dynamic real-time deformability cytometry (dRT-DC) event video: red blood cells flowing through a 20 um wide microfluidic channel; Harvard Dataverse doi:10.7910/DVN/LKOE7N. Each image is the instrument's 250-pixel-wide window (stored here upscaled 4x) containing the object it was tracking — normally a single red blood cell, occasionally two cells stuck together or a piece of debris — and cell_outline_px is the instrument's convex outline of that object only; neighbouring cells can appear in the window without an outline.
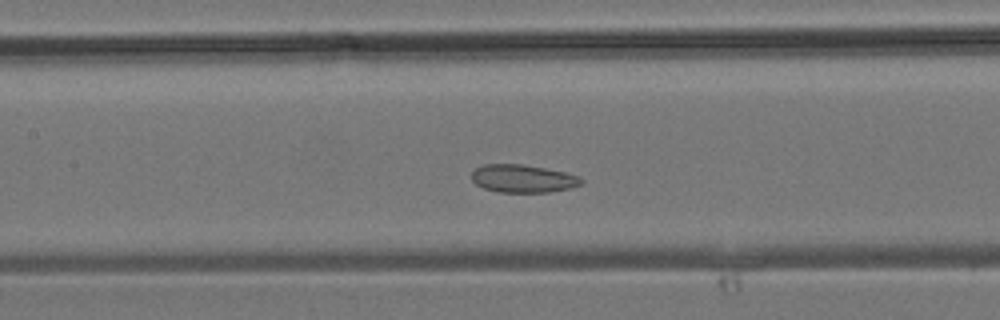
{"species": "common noctule bat (a hibernating species)", "species_latin": "Nyctalus noctula", "temperature_condition": "room temperature", "stored_images_in_passage": 34, "camera_frame_rate_fps": 3000, "um_per_image_px": 0.085, "animal": {"sex": "male", "body_mass_g": 19.2, "forearm_length_mm": 51.8}, "frame": {"image": 1, "passage_image": 13, "time_ms": 4.0, "image_size_px": [1000, 320], "cell_outline_px": [[584, 180], [580, 184], [572, 188], [548, 192], [496, 192], [484, 188], [476, 184], [472, 180], [472, 172], [476, 168], [484, 164], [520, 164], [544, 168], [564, 172], [580, 176]], "centroid_in_image_um": [44.45, 15.18], "position_along_channel_um": 163.0, "area_um2": 17.8}}
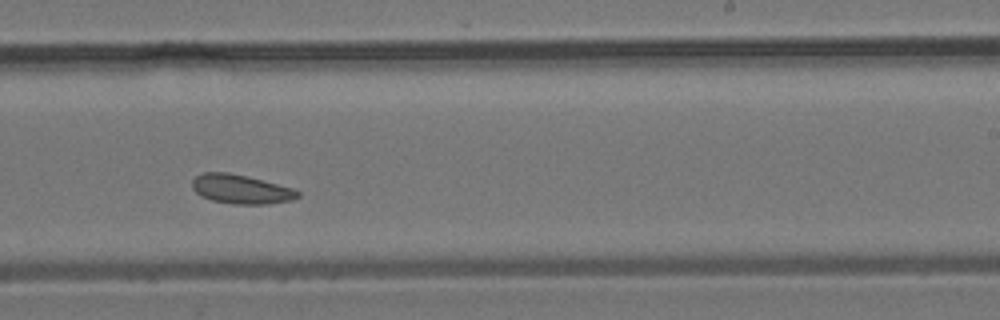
{"frame": {"image": 2, "passage_image": 19, "time_ms": 6.0, "image_size_px": [1000, 320], "cell_outline_px": [[300, 196], [292, 200], [268, 204], [236, 204], [212, 200], [200, 196], [192, 188], [192, 180], [196, 176], [204, 172], [228, 172], [292, 188], [300, 192]], "centroid_in_image_um": [20.46, 16.09], "position_along_channel_um": 268.5, "area_um2": 17.69}}
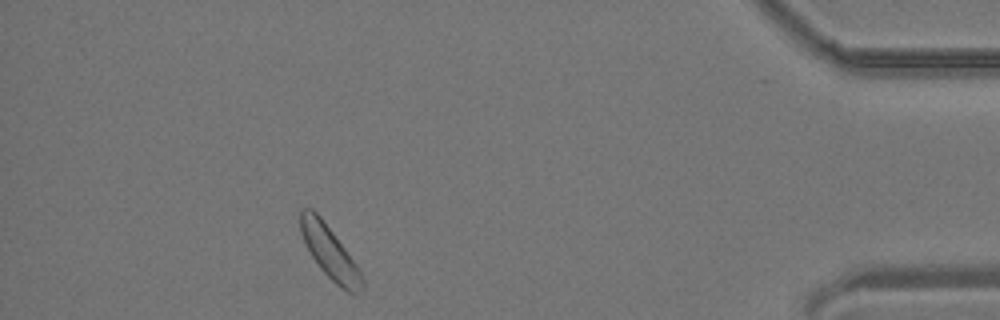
{"frame": {"image": 3, "passage_image": 30, "time_ms": 9.667, "image_size_px": [1000, 320], "cell_outline_px": [[364, 288], [356, 292], [348, 292], [336, 284], [320, 268], [312, 256], [300, 232], [300, 208], [312, 208], [320, 216], [360, 268], [364, 280]], "centroid_in_image_um": [28.04, 21.43], "position_along_channel_um": 407.2, "area_um2": 18.67}}